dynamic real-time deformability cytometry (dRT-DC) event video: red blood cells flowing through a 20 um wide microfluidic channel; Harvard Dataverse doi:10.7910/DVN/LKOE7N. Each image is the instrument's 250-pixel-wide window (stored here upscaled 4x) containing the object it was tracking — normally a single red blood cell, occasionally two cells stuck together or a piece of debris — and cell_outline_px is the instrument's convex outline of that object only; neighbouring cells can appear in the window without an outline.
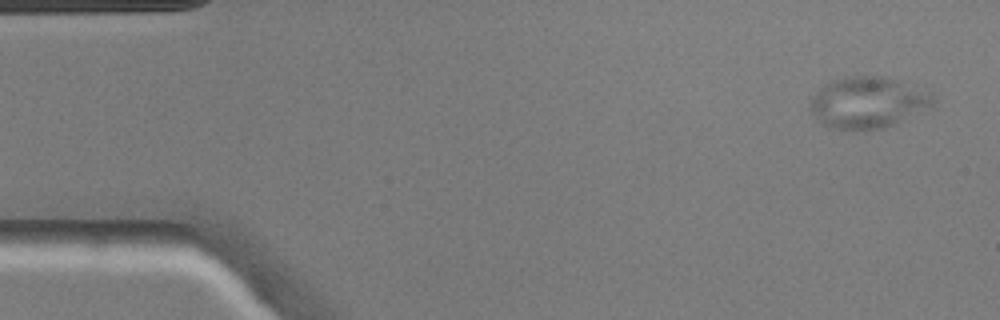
{"species": "common noctule bat (a hibernating species)", "species_latin": "Nyctalus noctula", "temperature_condition": "warm", "stored_images_in_passage": 47, "camera_frame_rate_fps": 3000, "um_per_image_px": 0.085, "animal": {"sex": "male", "body_mass_g": 20.5, "forearm_length_mm": 52.5}, "frame": {"image": 1, "passage_image": 1, "time_ms": 0.0, "image_size_px": [1000, 320], "cell_outline_px": [[936, 108], [896, 124], [884, 128], [864, 132], [828, 128], [808, 108], [812, 96], [824, 84], [832, 80], [852, 76], [884, 76], [932, 92], [936, 96]], "centroid_in_image_um": [73.86, 8.75], "position_along_channel_um": 11.1, "area_um2": 37.92}}
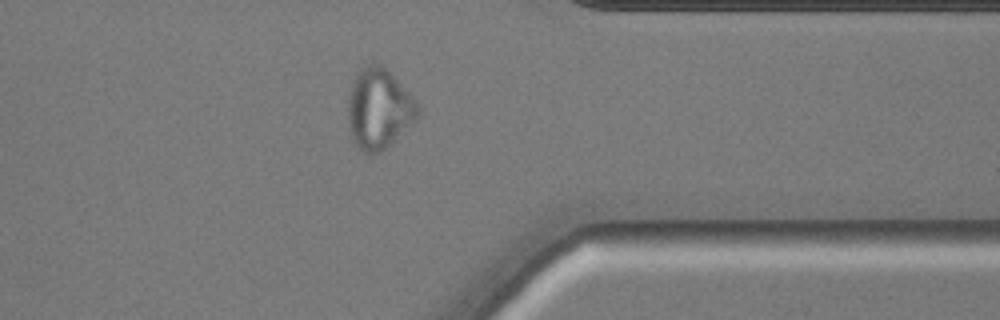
{"frame": {"image": 2, "passage_image": 37, "time_ms": 12.0, "image_size_px": [1000, 320], "cell_outline_px": [[420, 116], [380, 152], [364, 152], [352, 140], [348, 128], [348, 92], [352, 80], [356, 72], [360, 68], [368, 64], [380, 64], [416, 100], [420, 108]], "centroid_in_image_um": [32.17, 9.23], "position_along_channel_um": 379.2, "area_um2": 32.43}}
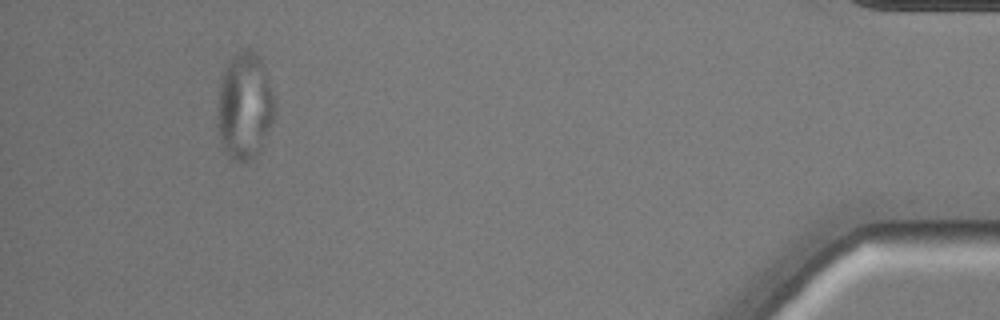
{"frame": {"image": 3, "passage_image": 44, "time_ms": 14.333, "image_size_px": [1000, 320], "cell_outline_px": [[272, 120], [256, 156], [252, 160], [236, 160], [228, 156], [224, 152], [220, 140], [216, 124], [216, 108], [220, 84], [224, 68], [232, 56], [244, 48], [248, 48], [260, 60], [272, 96]], "centroid_in_image_um": [20.7, 9.05], "position_along_channel_um": 414.5, "area_um2": 34.74}}